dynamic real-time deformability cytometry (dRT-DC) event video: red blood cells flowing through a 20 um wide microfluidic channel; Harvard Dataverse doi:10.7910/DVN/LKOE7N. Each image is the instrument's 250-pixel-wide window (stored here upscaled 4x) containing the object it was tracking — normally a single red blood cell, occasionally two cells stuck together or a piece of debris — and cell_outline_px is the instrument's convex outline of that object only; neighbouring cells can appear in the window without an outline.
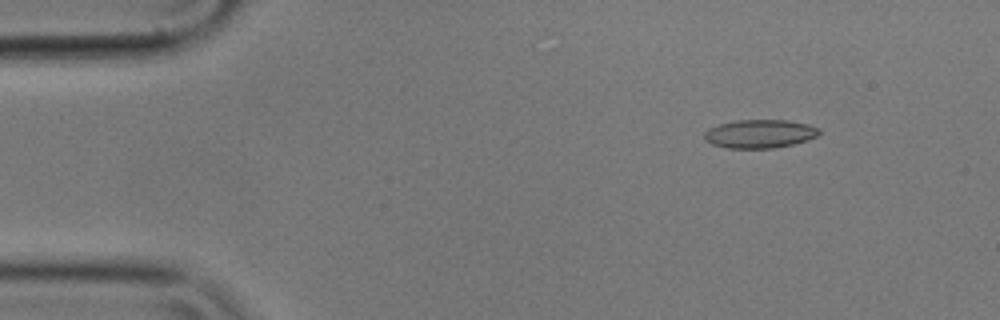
{"species": "common noctule bat (a hibernating species)", "species_latin": "Nyctalus noctula", "temperature_condition": "cold", "stored_images_in_passage": 56, "camera_frame_rate_fps": 3000, "um_per_image_px": 0.085, "animal": {"sex": "male", "body_mass_g": 17.9}, "frame": {"image": 1, "passage_image": 7, "time_ms": 2.0, "image_size_px": [1000, 320], "cell_outline_px": [[820, 132], [816, 136], [808, 140], [776, 148], [728, 148], [712, 144], [704, 140], [704, 132], [708, 128], [720, 124], [736, 120], [788, 120], [808, 124], [820, 128]], "centroid_in_image_um": [64.57, 11.37], "position_along_channel_um": 20.4, "area_um2": 19.13}}
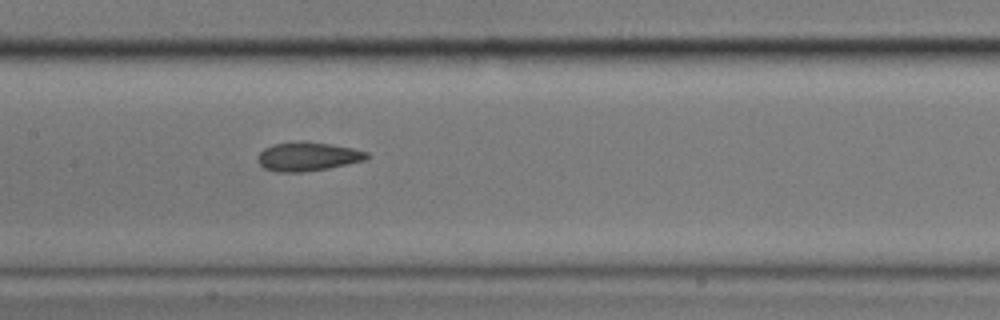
{"frame": {"image": 2, "passage_image": 27, "time_ms": 8.667, "image_size_px": [1000, 320], "cell_outline_px": [[368, 156], [364, 160], [328, 168], [304, 172], [276, 172], [264, 168], [256, 160], [256, 156], [264, 148], [272, 144], [300, 140], [332, 144], [352, 148], [368, 152]], "centroid_in_image_um": [26.09, 13.29], "position_along_channel_um": 181.3, "area_um2": 18.5}}
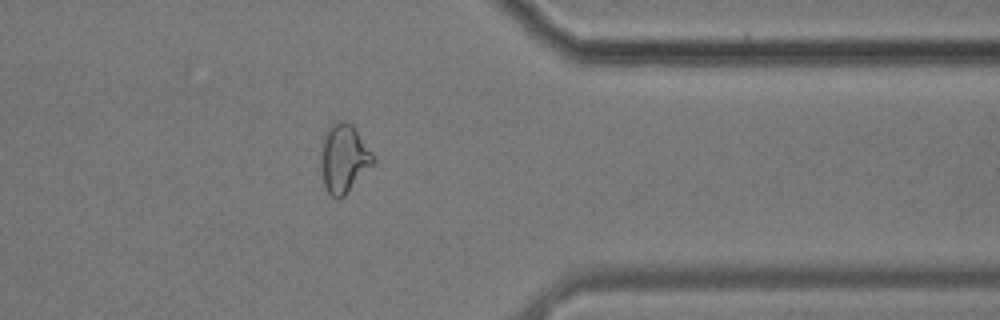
{"frame": {"image": 3, "passage_image": 45, "time_ms": 14.667, "image_size_px": [1000, 320], "cell_outline_px": [[376, 160], [344, 196], [340, 200], [336, 200], [328, 192], [324, 184], [320, 164], [324, 132], [332, 120], [344, 120], [352, 124], [376, 156]], "centroid_in_image_um": [29.22, 13.42], "position_along_channel_um": 382.2, "area_um2": 21.15}, "authors_computed_cell_mechanics": {"area_um2": 19.1896, "velocity_mm_per_s": 3.5584, "shape_relaxation_time_tau1_ms": null, "shape_relaxation_time_tau2_ms": 2.5748, "deformation_change_tau1": null, "deformation_change_tau2": 0.0934}}